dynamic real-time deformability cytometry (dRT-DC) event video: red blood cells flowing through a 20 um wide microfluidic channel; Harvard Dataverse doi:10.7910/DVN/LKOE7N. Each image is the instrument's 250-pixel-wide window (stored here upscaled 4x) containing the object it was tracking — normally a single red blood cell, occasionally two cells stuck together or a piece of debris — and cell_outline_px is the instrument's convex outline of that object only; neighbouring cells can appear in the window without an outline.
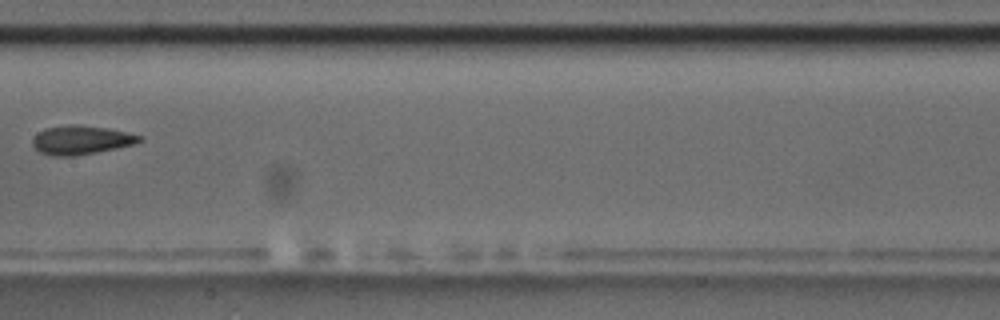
{"species": "common noctule bat (a hibernating species)", "species_latin": "Nyctalus noctula", "temperature_condition": "room temperature", "stored_images_in_passage": 15, "camera_frame_rate_fps": 3000, "um_per_image_px": 0.085, "animal": {"sex": "male", "body_mass_g": 17.5, "forearm_length_mm": 52.3}, "frame": {"image": 1, "passage_image": 7, "time_ms": 7.667, "image_size_px": [1000, 320], "cell_outline_px": [[144, 140], [136, 144], [96, 152], [72, 156], [52, 156], [40, 152], [32, 144], [32, 140], [44, 128], [72, 124], [76, 124], [108, 128], [144, 136]], "centroid_in_image_um": [6.94, 11.89], "position_along_channel_um": 200.5, "area_um2": 17.98}}
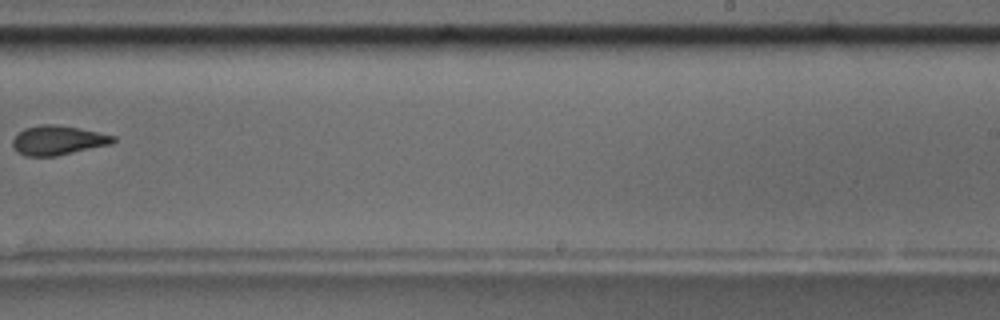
{"frame": {"image": 2, "passage_image": 9, "time_ms": 10.0, "image_size_px": [1000, 320], "cell_outline_px": [[116, 140], [112, 144], [56, 156], [24, 156], [12, 144], [12, 140], [24, 128], [40, 124], [56, 124], [116, 136]], "centroid_in_image_um": [4.94, 11.92], "position_along_channel_um": 284.1, "area_um2": 16.99}, "authors_computed_cell_mechanics": {"area_um2": 17.9758, "velocity_mm_per_s": 3.5831, "shape_relaxation_time_tau1_ms": null, "shape_relaxation_time_tau2_ms": 3.371, "deformation_change_tau1": null, "deformation_change_tau2": 0.0991}}